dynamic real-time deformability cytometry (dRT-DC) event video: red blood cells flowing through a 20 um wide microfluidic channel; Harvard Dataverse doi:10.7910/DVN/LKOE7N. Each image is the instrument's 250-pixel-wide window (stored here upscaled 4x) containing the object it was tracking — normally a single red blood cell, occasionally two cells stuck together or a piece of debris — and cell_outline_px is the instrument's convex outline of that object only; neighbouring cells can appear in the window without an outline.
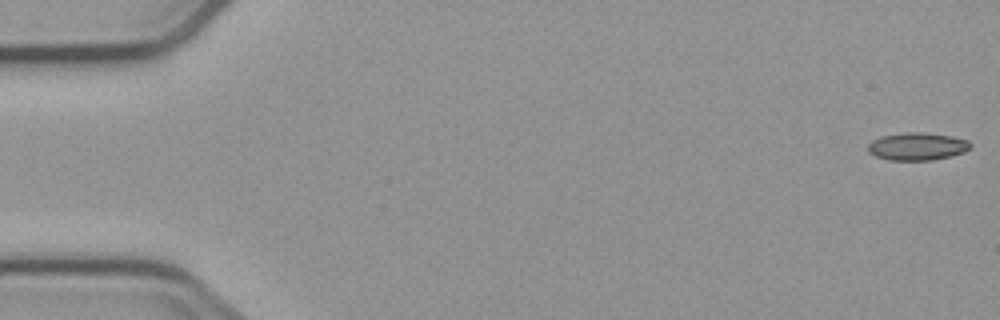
{"species": "common noctule bat (a hibernating species)", "species_latin": "Nyctalus noctula", "temperature_condition": "cold", "stored_images_in_passage": 5, "segment_of_instrument_passage": [2, 2], "camera_frame_rate_fps": 3000, "um_per_image_px": 0.085, "animal": {"sex": "male", "body_mass_g": 23.1, "forearm_length_mm": 52.7}, "frame": {"image": 1, "passage_image": 5, "time_ms": 5.667, "image_size_px": [1000, 320], "cell_outline_px": [[972, 148], [964, 152], [952, 156], [932, 160], [892, 160], [876, 156], [868, 152], [868, 144], [872, 140], [880, 136], [908, 132], [920, 132], [952, 136], [968, 140], [972, 144]], "centroid_in_image_um": [78.0, 12.44], "position_along_channel_um": 7.0, "area_um2": 16.59}}